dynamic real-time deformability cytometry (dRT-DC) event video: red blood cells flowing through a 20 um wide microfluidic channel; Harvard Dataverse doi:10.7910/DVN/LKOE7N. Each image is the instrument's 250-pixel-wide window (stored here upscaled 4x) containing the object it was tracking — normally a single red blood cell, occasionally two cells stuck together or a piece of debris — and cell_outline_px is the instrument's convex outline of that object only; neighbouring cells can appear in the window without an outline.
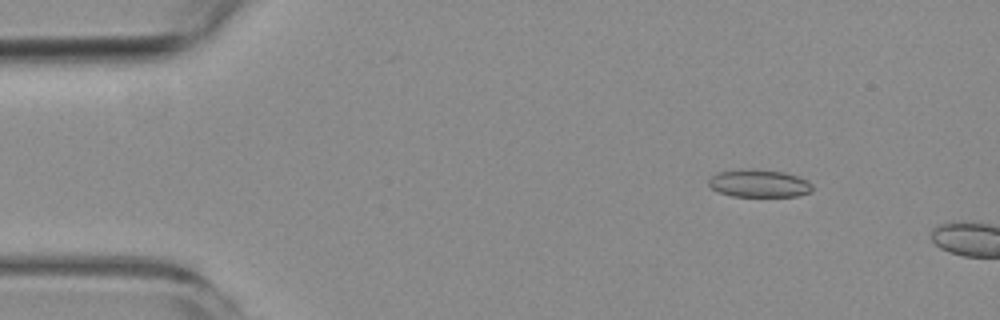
{"species": "common noctule bat (a hibernating species)", "species_latin": "Nyctalus noctula", "temperature_condition": "room temperature", "stored_images_in_passage": 9, "camera_frame_rate_fps": 3000, "um_per_image_px": 0.085, "animal": {"sex": "female", "body_mass_g": 19.3, "forearm_length_mm": 54.1}, "frame": {"image": 1, "passage_image": 2, "time_ms": 1.333, "image_size_px": [1000, 320], "cell_outline_px": [[812, 192], [796, 196], [732, 196], [720, 192], [712, 188], [708, 184], [708, 180], [712, 176], [720, 172], [740, 168], [752, 168], [784, 172], [808, 180], [812, 184]], "centroid_in_image_um": [64.53, 15.57], "position_along_channel_um": 20.5, "area_um2": 16.82}}
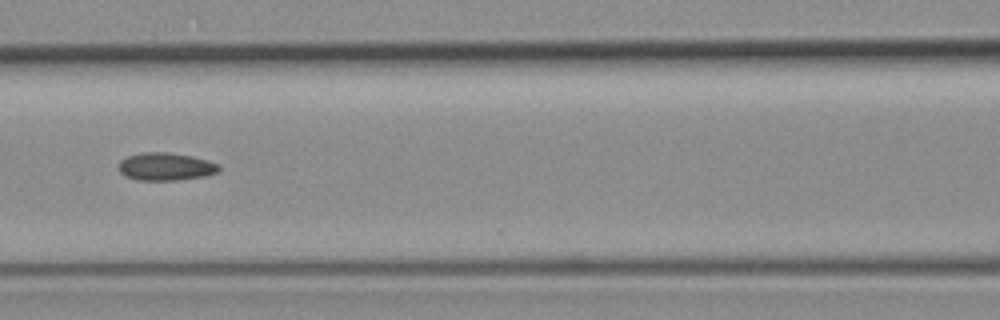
{"frame": {"image": 2, "passage_image": 7, "time_ms": 7.0, "image_size_px": [1000, 320], "cell_outline_px": [[220, 168], [216, 172], [208, 176], [176, 180], [136, 180], [124, 176], [120, 172], [120, 160], [128, 156], [144, 152], [168, 152], [192, 156], [208, 160], [220, 164]], "centroid_in_image_um": [14.11, 14.16], "position_along_channel_um": 152.5, "area_um2": 16.3}}
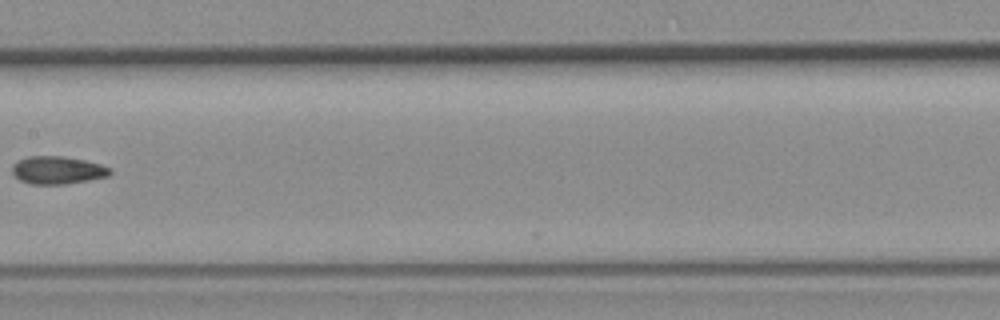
{"frame": {"image": 3, "passage_image": 8, "time_ms": 8.333, "image_size_px": [1000, 320], "cell_outline_px": [[112, 172], [108, 176], [68, 184], [32, 184], [20, 180], [12, 172], [12, 164], [28, 156], [64, 156], [84, 160], [100, 164], [112, 168]], "centroid_in_image_um": [4.91, 14.46], "position_along_channel_um": 202.5, "area_um2": 15.84}}